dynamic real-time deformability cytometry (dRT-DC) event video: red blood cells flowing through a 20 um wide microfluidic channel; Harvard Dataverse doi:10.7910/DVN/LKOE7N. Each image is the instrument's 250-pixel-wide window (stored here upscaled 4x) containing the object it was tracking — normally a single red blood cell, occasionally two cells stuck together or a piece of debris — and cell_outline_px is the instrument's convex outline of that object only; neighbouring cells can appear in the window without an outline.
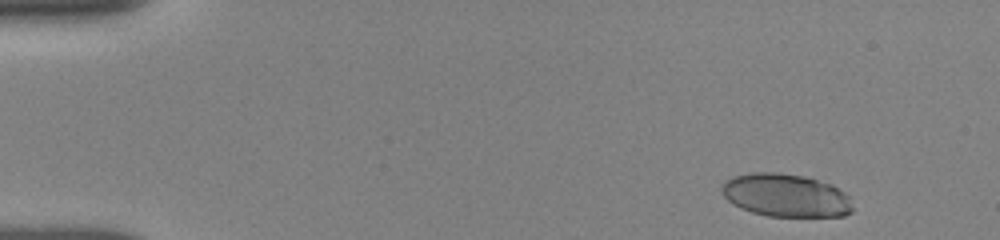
{"species": "human", "species_latin": "Homo sapiens", "temperature_condition": "room temperature", "stored_images_in_passage": 11, "camera_frame_rate_fps": 3000, "um_per_image_px": 0.085, "donor": {"sex": "female"}, "frame": {"image": 1, "passage_image": 2, "time_ms": 0.667, "image_size_px": [1000, 240], "cell_outline_px": [[852, 212], [844, 216], [768, 216], [752, 212], [740, 208], [732, 204], [724, 196], [720, 188], [724, 180], [732, 176], [748, 172], [776, 172], [804, 176], [832, 184], [844, 192], [848, 196], [852, 208]], "centroid_in_image_um": [66.75, 16.59], "position_along_channel_um": 18.3, "area_um2": 33.06}}
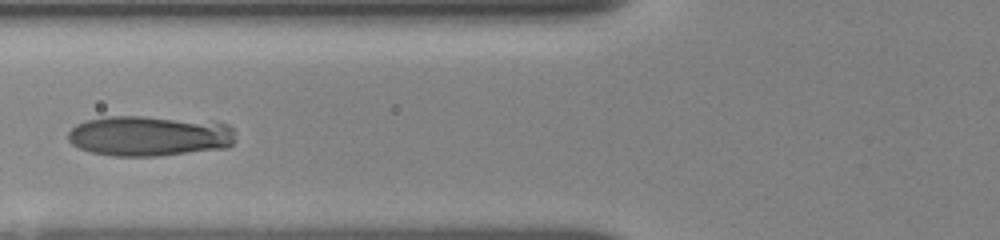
{"frame": {"image": 2, "passage_image": 10, "time_ms": 6.0, "image_size_px": [1000, 240], "cell_outline_px": [[236, 140], [228, 148], [156, 156], [112, 156], [92, 152], [80, 148], [72, 144], [68, 140], [68, 132], [76, 124], [88, 120], [104, 116], [144, 116], [216, 120], [228, 124], [232, 128]], "centroid_in_image_um": [12.76, 11.53], "position_along_channel_um": 113.0, "area_um2": 40.17}}
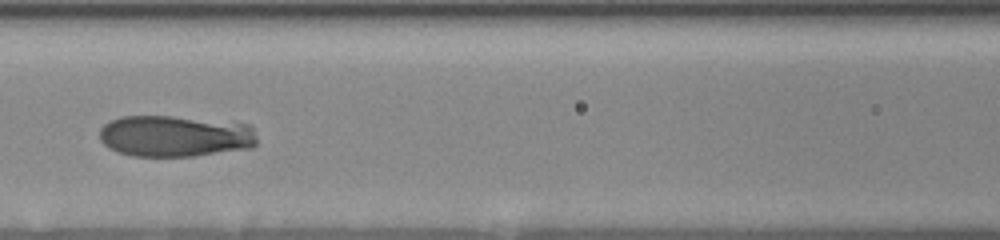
{"frame": {"image": 3, "passage_image": 11, "time_ms": 7.0, "image_size_px": [1000, 240], "cell_outline_px": [[256, 144], [252, 148], [192, 156], [132, 156], [108, 148], [100, 140], [100, 128], [104, 124], [120, 116], [172, 116], [248, 124], [252, 128], [256, 136]], "centroid_in_image_um": [14.86, 11.57], "position_along_channel_um": 151.7, "area_um2": 37.97}}